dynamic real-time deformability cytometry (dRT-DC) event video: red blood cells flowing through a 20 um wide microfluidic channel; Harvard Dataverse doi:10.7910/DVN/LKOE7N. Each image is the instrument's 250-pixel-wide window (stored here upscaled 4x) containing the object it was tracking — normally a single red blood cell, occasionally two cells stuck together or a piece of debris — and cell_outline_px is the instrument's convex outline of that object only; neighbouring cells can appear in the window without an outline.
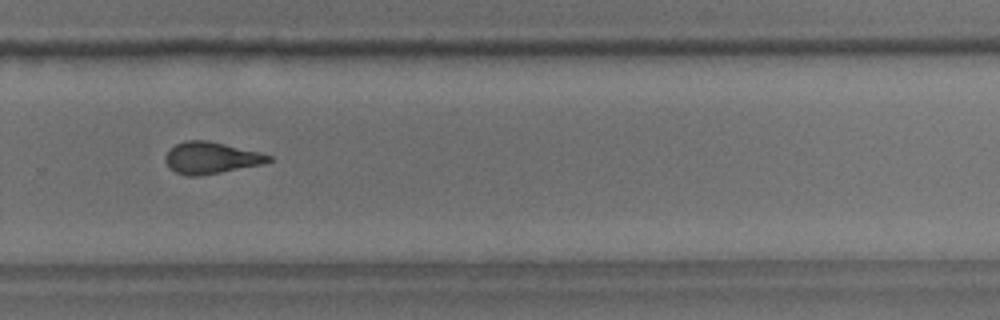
{"species": "common noctule bat (a hibernating species)", "species_latin": "Nyctalus noctula", "temperature_condition": "room temperature", "stored_images_in_passage": 15, "camera_frame_rate_fps": 3000, "um_per_image_px": 0.085, "animal": {"sex": "male", "body_mass_g": 18.8}, "frame": {"image": 1, "passage_image": 11, "time_ms": 3.333, "image_size_px": [1000, 320], "cell_outline_px": [[272, 160], [264, 164], [200, 176], [188, 176], [176, 172], [164, 160], [164, 156], [176, 144], [184, 140], [208, 140], [260, 152], [272, 156]], "centroid_in_image_um": [17.96, 13.41], "position_along_channel_um": 311.8, "area_um2": 19.02}}
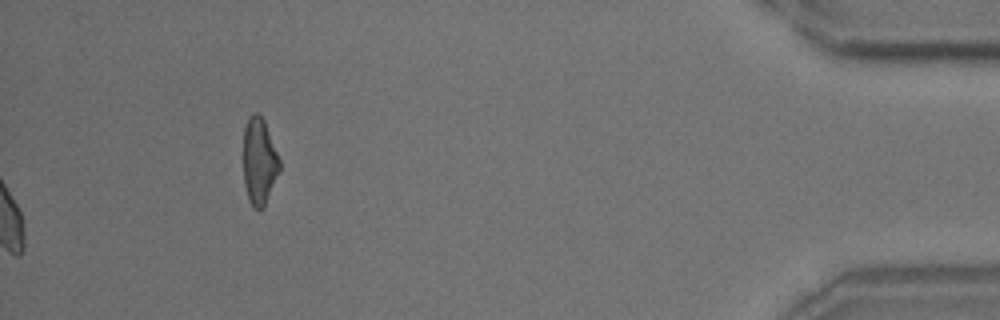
{"frame": {"image": 2, "passage_image": 15, "time_ms": 4.667, "image_size_px": [1000, 320], "cell_outline_px": [[280, 172], [264, 208], [252, 208], [248, 200], [244, 184], [244, 128], [248, 116], [252, 112], [256, 112], [264, 120], [280, 160]], "centroid_in_image_um": [22.04, 13.74], "position_along_channel_um": 413.2, "area_um2": 18.5}}